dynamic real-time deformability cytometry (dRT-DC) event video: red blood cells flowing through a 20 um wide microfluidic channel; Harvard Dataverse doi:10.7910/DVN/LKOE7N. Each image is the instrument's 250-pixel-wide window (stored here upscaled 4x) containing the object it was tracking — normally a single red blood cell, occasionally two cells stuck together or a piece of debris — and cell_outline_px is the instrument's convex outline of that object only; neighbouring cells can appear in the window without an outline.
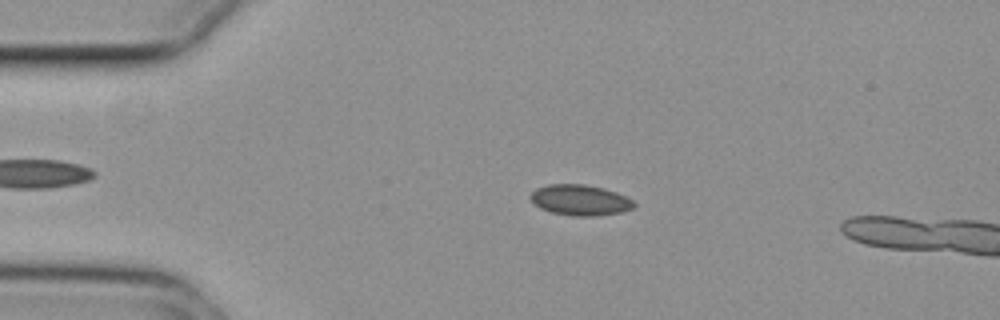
{"species": "common noctule bat (a hibernating species)", "species_latin": "Nyctalus noctula", "temperature_condition": "cold", "stored_images_in_passage": 11, "camera_frame_rate_fps": 3000, "um_per_image_px": 0.085, "animal": {"sex": "female", "body_mass_g": 29.2, "forearm_length_mm": 56.3}, "frame": {"image": 1, "passage_image": 7, "time_ms": 2.0, "image_size_px": [1000, 320], "cell_outline_px": [[636, 204], [632, 208], [620, 212], [596, 216], [576, 216], [552, 212], [540, 208], [528, 196], [536, 188], [548, 184], [584, 184], [604, 188], [616, 192], [632, 200]], "centroid_in_image_um": [49.29, 17.0], "position_along_channel_um": 35.7, "area_um2": 18.38}}